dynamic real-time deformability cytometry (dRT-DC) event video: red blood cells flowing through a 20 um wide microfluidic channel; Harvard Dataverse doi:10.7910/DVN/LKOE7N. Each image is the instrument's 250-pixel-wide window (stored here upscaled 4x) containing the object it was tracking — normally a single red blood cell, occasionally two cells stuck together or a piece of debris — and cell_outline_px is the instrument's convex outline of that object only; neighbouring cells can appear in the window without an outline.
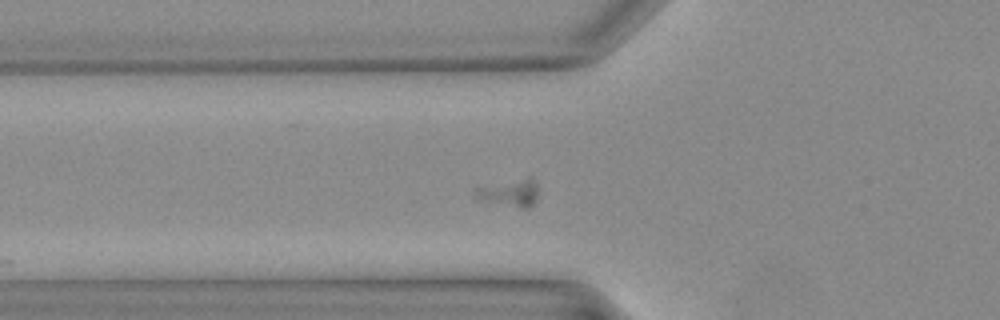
{"species": "Egyptian fruit bat (a non-hibernating species)", "species_latin": "Rousettus aegyptiacus", "temperature_condition": "warm", "stored_images_in_passage": 16, "camera_frame_rate_fps": 3000, "um_per_image_px": 0.085, "animal": {"sex": "female"}, "frame": {"image": 1, "passage_image": 4, "time_ms": 1.0, "image_size_px": [1000, 320], "cell_outline_px": [[536, 200], [532, 204], [524, 208], [520, 208], [480, 200], [476, 196], [472, 188], [528, 176], [532, 176], [536, 184]], "centroid_in_image_um": [43.3, 16.36], "position_along_channel_um": 82.5, "area_um2": 10.06}}